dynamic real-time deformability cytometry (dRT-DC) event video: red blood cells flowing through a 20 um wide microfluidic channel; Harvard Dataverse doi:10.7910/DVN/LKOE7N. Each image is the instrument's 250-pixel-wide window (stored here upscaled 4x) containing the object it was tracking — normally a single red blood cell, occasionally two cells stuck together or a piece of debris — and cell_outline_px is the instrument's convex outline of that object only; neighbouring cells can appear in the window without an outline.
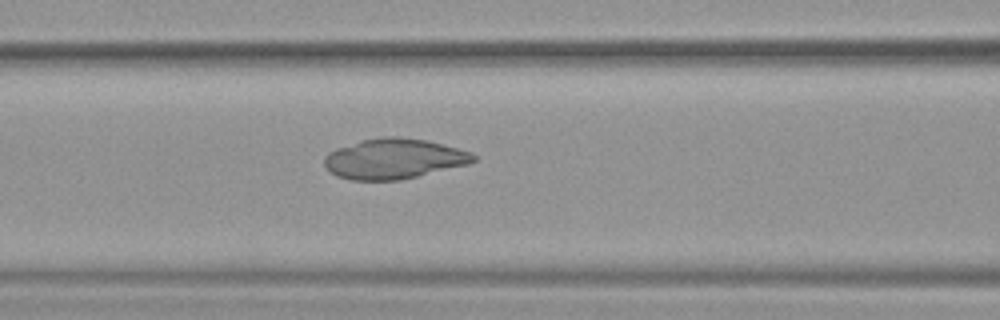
{"species": "common noctule bat (a hibernating species)", "species_latin": "Nyctalus noctula", "temperature_condition": "warm", "stored_images_in_passage": 53, "camera_frame_rate_fps": 3000, "um_per_image_px": 0.085, "animal": {"sex": "female", "body_mass_g": 19.9}, "frame": {"image": 1, "passage_image": 23, "time_ms": 7.333, "image_size_px": [1000, 320], "cell_outline_px": [[476, 160], [468, 164], [400, 180], [352, 180], [336, 176], [324, 164], [324, 156], [328, 152], [336, 148], [364, 140], [380, 136], [396, 136], [428, 140], [472, 152], [476, 156]], "centroid_in_image_um": [33.48, 13.49], "position_along_channel_um": 133.1, "area_um2": 34.91}}
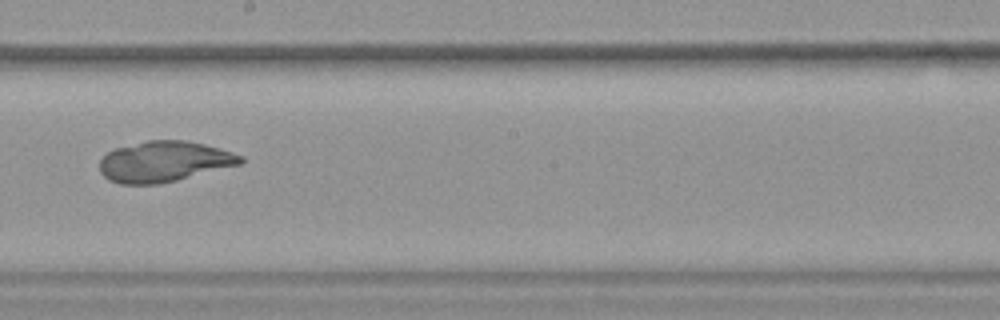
{"frame": {"image": 2, "passage_image": 31, "time_ms": 10.0, "image_size_px": [1000, 320], "cell_outline_px": [[244, 160], [240, 164], [176, 180], [156, 184], [120, 184], [108, 180], [100, 172], [100, 160], [108, 152], [116, 148], [148, 140], [188, 140], [220, 148], [244, 156]], "centroid_in_image_um": [13.95, 13.73], "position_along_channel_um": 234.3, "area_um2": 33.23}}